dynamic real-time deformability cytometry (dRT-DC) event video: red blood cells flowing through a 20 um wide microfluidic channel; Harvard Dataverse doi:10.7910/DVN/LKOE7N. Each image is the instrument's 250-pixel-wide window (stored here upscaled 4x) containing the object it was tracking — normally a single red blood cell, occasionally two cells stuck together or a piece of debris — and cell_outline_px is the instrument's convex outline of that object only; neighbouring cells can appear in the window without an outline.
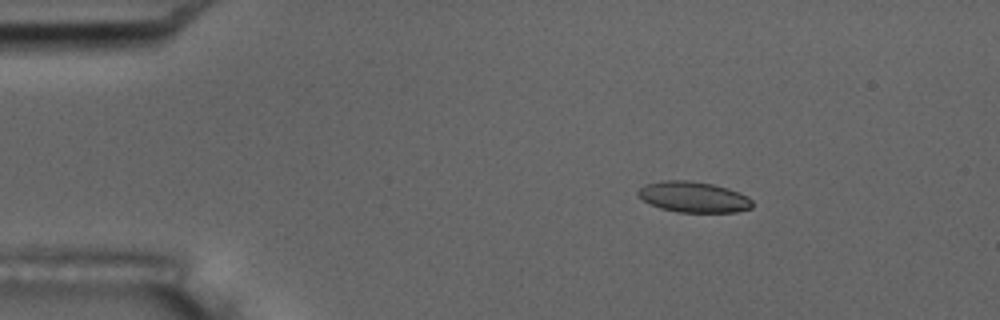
{"species": "common noctule bat (a hibernating species)", "species_latin": "Nyctalus noctula", "temperature_condition": "room temperature", "stored_images_in_passage": 6, "camera_frame_rate_fps": 3000, "um_per_image_px": 0.085, "animal": {"sex": "male", "body_mass_g": 17.5, "forearm_length_mm": 52.3}, "frame": {"image": 1, "passage_image": 3, "time_ms": 2.333, "image_size_px": [1000, 320], "cell_outline_px": [[752, 208], [736, 212], [676, 212], [660, 208], [636, 196], [636, 192], [644, 184], [664, 180], [688, 180], [712, 184], [728, 188], [740, 192], [748, 196], [752, 200]], "centroid_in_image_um": [58.95, 16.74], "position_along_channel_um": 26.1, "area_um2": 20.63}}